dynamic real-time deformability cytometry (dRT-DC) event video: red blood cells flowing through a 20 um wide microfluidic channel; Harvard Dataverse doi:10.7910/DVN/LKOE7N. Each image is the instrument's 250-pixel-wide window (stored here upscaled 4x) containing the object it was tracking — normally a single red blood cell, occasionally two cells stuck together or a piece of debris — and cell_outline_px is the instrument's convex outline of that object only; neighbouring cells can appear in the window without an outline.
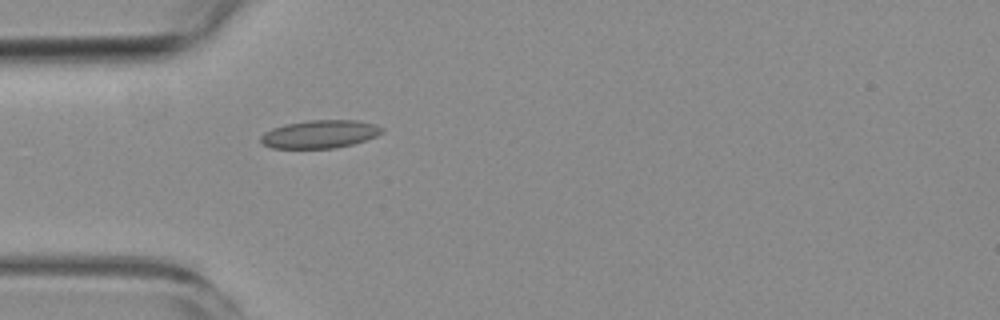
{"species": "common noctule bat (a hibernating species)", "species_latin": "Nyctalus noctula", "temperature_condition": "room temperature", "stored_images_in_passage": 2, "camera_frame_rate_fps": 3000, "um_per_image_px": 0.085, "animal": {"sex": "female", "body_mass_g": 19.3, "forearm_length_mm": 54.1}, "frame": {"image": 1, "passage_image": 2, "time_ms": 1.333, "image_size_px": [1000, 320], "cell_outline_px": [[384, 128], [376, 136], [352, 144], [332, 148], [272, 148], [264, 144], [260, 140], [260, 136], [264, 132], [272, 128], [284, 124], [308, 120], [356, 120], [372, 124]], "centroid_in_image_um": [27.13, 11.39], "position_along_channel_um": 57.9, "area_um2": 19.59}}